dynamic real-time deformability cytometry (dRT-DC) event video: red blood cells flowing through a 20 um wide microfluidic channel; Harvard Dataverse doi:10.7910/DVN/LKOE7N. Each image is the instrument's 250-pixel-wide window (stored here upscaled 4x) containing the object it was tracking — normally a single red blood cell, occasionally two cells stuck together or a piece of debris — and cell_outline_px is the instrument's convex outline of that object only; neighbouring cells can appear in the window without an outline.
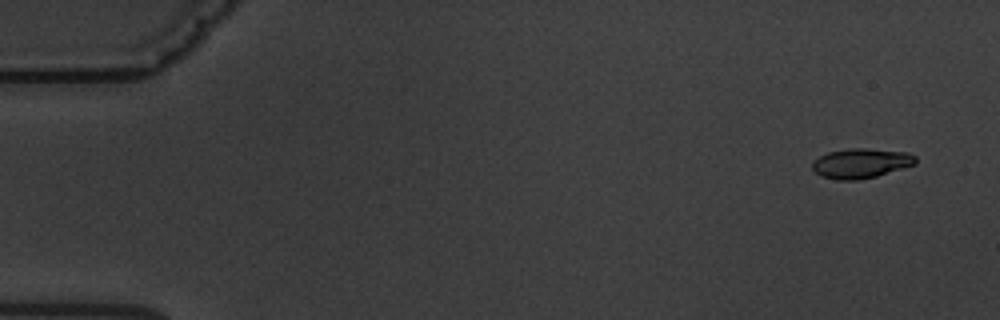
{"species": "common noctule bat (a hibernating species)", "species_latin": "Nyctalus noctula", "temperature_condition": "warm", "stored_images_in_passage": 6, "segment_of_instrument_passage": [2, 2], "camera_frame_rate_fps": 3000, "um_per_image_px": 0.085, "animal": {"sex": "male", "body_mass_g": 19.5, "forearm_length_mm": 54.6}, "frame": {"image": 1, "passage_image": 6, "time_ms": 6.667, "image_size_px": [1000, 320], "cell_outline_px": [[916, 164], [876, 176], [856, 180], [836, 180], [820, 176], [812, 168], [812, 160], [828, 152], [848, 148], [864, 148], [908, 152], [916, 156]], "centroid_in_image_um": [73.16, 13.87], "position_along_channel_um": 11.8, "area_um2": 17.98}}